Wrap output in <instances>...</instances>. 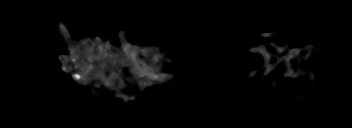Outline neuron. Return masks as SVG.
<instances>
[{
	"instance_id": "1",
	"label": "neuron",
	"mask_w": 352,
	"mask_h": 128,
	"mask_svg": "<svg viewBox=\"0 0 352 128\" xmlns=\"http://www.w3.org/2000/svg\"><path fill=\"white\" fill-rule=\"evenodd\" d=\"M58 32L65 38V44H68L69 48V55L67 56H59V60L62 62L61 69L64 72L68 73H73V78L76 81H79L81 84H88L91 80L97 79L98 83H95V86L98 88H102L103 86H108L111 85V88L115 89H120L119 84L112 83L113 80H117V82L122 83V78L124 77L122 69L115 68L117 63H122L123 65L127 67L130 65V70L133 71V73L137 70V74L135 76V81L140 82L142 84V87H148L152 81V79L155 80V82L159 83L162 81L167 80L168 82L172 81V75L169 72L167 75L163 74L162 72H157L156 69H154V65L158 63V58L162 57L161 54L159 53V47H154L152 48V52H147L145 48L139 49L137 48V45H132L129 42H125L126 40L123 38V34L125 33V29L123 28V31L119 33V39H120V45L118 46L122 48L119 49V51L123 52H118L122 58H118V55L113 54V52L109 51V49L113 48V44H110V39L107 38V43L110 48L105 49L104 45L102 47H95L93 50L94 46V41L92 38L90 40H82L77 43H72V37L69 36L67 26L64 23H59L58 25ZM83 46V47H81ZM98 49V50H97ZM257 51H259L260 54L266 57L267 63L270 60L271 54L270 52L266 51L264 48H257ZM80 52V54H79ZM99 52V54H98ZM137 52H141L145 57H152V67L150 64L143 63V61H140L139 59L136 58ZM82 55L87 56L88 60L84 61L83 58L81 57ZM160 55V56H159ZM293 55L290 53V55H284V58L289 60V57L291 58ZM103 59V61H101ZM96 60V65H94ZM68 65H71V67H67ZM107 68H103V66H106ZM114 67V68H113ZM85 68H88L87 70ZM102 69H104L102 71ZM272 66L267 65V71L266 73H270V70H272ZM106 71L111 74V77L107 78L105 76ZM93 72V74L89 73ZM116 73L122 74V76H117ZM100 84V85H99ZM131 84H133V87H135L136 90H140V86L138 87L136 84H134L133 81H131ZM119 98H122L125 102L129 100H136V96H127L126 94H119L117 95Z\"/></svg>"
}]
</instances>
